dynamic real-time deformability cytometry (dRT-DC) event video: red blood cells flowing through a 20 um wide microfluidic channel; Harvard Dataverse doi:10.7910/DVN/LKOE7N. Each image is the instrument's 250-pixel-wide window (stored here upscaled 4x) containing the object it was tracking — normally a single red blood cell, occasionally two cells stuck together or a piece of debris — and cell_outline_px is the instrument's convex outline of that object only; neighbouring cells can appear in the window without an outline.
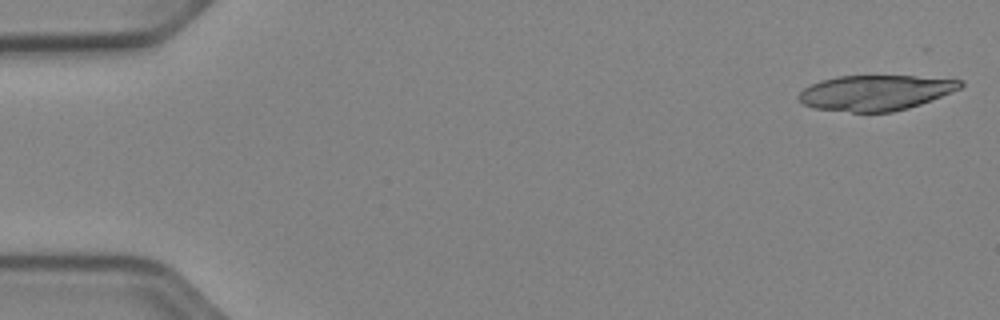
{"species": "Egyptian fruit bat (a non-hibernating species)", "species_latin": "Rousettus aegyptiacus", "temperature_condition": "cold", "stored_images_in_passage": 50, "segment_of_instrument_passage": [1, 2], "camera_frame_rate_fps": 3000, "um_per_image_px": 0.085, "animal": {"sex": "female"}, "frame": {"image": 1, "passage_image": 1, "time_ms": 0.0, "image_size_px": [1000, 320], "cell_outline_px": [[964, 84], [960, 88], [952, 92], [920, 104], [908, 108], [892, 112], [852, 112], [816, 108], [804, 104], [796, 96], [804, 88], [820, 80], [836, 76], [916, 76], [964, 80]], "centroid_in_image_um": [74.42, 7.87], "position_along_channel_um": 10.6, "area_um2": 33.18}}